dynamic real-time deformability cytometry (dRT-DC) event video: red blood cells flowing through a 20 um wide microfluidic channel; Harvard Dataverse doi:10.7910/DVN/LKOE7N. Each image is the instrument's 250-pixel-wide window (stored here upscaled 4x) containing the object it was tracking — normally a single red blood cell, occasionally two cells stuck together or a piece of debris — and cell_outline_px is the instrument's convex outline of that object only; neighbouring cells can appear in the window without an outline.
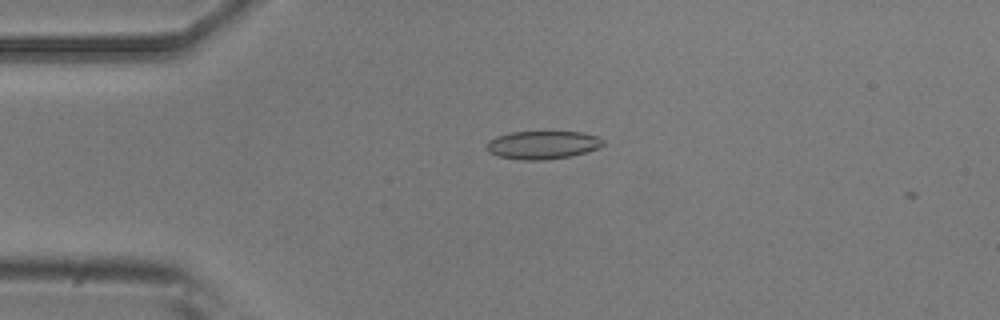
{"species": "common noctule bat (a hibernating species)", "species_latin": "Nyctalus noctula", "temperature_condition": "room temperature", "stored_images_in_passage": 4, "camera_frame_rate_fps": 3000, "um_per_image_px": 0.085, "animal": {"sex": "male", "body_mass_g": 20.5, "forearm_length_mm": 52.5}, "frame": {"image": 1, "passage_image": 3, "time_ms": 2.333, "image_size_px": [1000, 320], "cell_outline_px": [[604, 144], [596, 148], [572, 156], [544, 160], [520, 160], [496, 156], [488, 152], [484, 148], [488, 140], [496, 136], [508, 132], [580, 132], [596, 136], [604, 140]], "centroid_in_image_um": [46.03, 12.32], "position_along_channel_um": 39.0, "area_um2": 19.25}}